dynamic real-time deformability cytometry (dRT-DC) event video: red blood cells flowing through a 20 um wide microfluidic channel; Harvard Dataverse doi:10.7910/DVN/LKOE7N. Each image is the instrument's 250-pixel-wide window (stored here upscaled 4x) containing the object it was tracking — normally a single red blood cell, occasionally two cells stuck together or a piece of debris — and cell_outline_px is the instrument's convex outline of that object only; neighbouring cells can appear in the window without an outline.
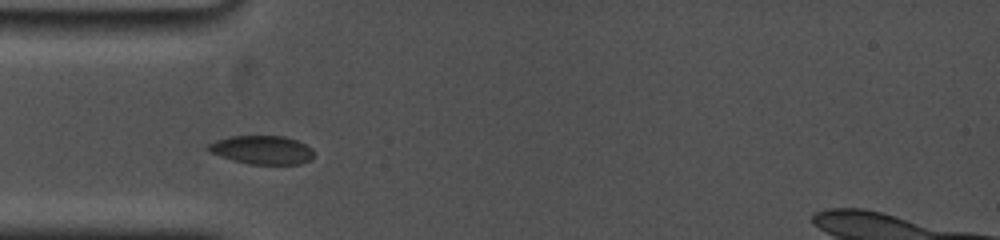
{"species": "common noctule bat (a hibernating species)", "species_latin": "Nyctalus noctula", "temperature_condition": "cold", "stored_images_in_passage": 9, "camera_frame_rate_fps": 5000, "um_per_image_px": 0.085, "animal": {"sex": "female", "body_mass_g": 19.0, "forearm_length_mm": 53.3}, "frame": {"image": 1, "passage_image": 1, "time_ms": 0.0, "image_size_px": [1000, 240], "cell_outline_px": [[312, 160], [300, 164], [248, 164], [232, 160], [220, 156], [204, 148], [208, 144], [216, 140], [228, 136], [284, 136], [296, 140], [312, 148]], "centroid_in_image_um": [22.25, 12.74], "position_along_channel_um": 62.8, "area_um2": 17.63}}
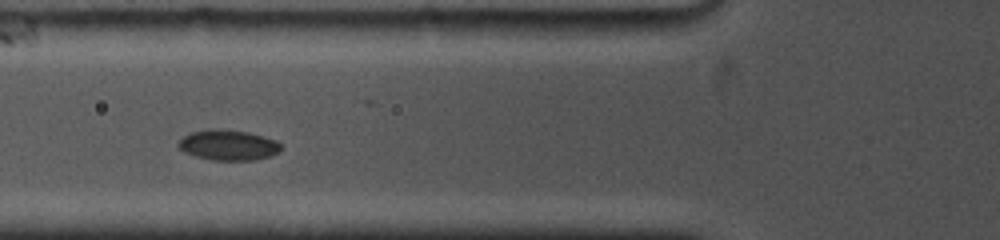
{"frame": {"image": 2, "passage_image": 4, "time_ms": 1.2, "image_size_px": [1000, 240], "cell_outline_px": [[280, 152], [272, 156], [256, 160], [212, 160], [196, 156], [184, 152], [176, 144], [184, 136], [192, 132], [212, 128], [216, 128], [248, 132], [264, 136], [276, 140], [280, 144]], "centroid_in_image_um": [19.42, 12.33], "position_along_channel_um": 106.4, "area_um2": 18.26}}
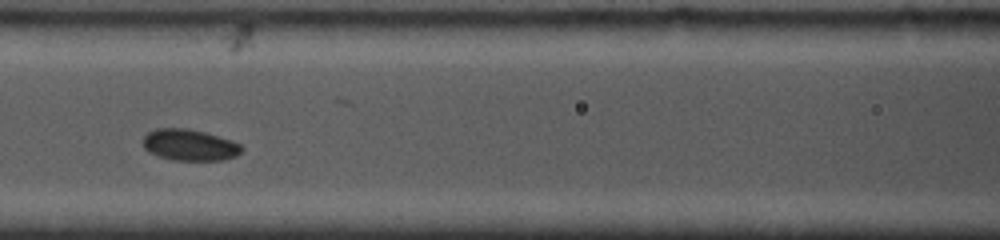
{"frame": {"image": 3, "passage_image": 7, "time_ms": 2.4, "image_size_px": [1000, 240], "cell_outline_px": [[244, 148], [236, 156], [224, 160], [176, 160], [160, 156], [148, 152], [144, 148], [144, 136], [148, 132], [156, 128], [188, 128], [204, 132], [232, 140], [240, 144]], "centroid_in_image_um": [16.13, 12.32], "position_along_channel_um": 150.5, "area_um2": 17.98}}